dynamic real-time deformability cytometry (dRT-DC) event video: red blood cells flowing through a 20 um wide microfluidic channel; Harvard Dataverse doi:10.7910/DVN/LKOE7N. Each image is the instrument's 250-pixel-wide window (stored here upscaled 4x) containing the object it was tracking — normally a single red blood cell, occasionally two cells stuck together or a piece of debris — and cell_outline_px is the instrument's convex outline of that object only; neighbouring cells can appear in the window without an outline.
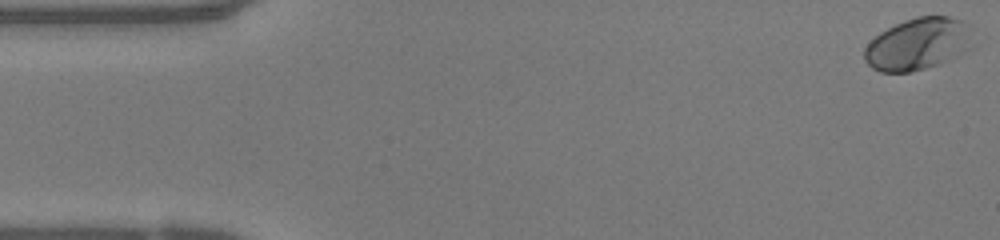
{"species": "human", "species_latin": "Homo sapiens", "temperature_condition": "warm", "stored_images_in_passage": 49, "camera_frame_rate_fps": 3000, "um_per_image_px": 0.085, "donor": {"sex": "female"}, "frame": {"image": 1, "passage_image": 1, "time_ms": 0.0, "image_size_px": [1000, 240], "cell_outline_px": [[964, 24], [952, 56], [948, 60], [940, 64], [912, 72], [880, 72], [872, 68], [864, 60], [864, 48], [880, 32], [904, 20], [916, 16], [948, 16], [960, 20]], "centroid_in_image_um": [77.7, 3.77], "position_along_channel_um": 7.3, "area_um2": 30.29}}
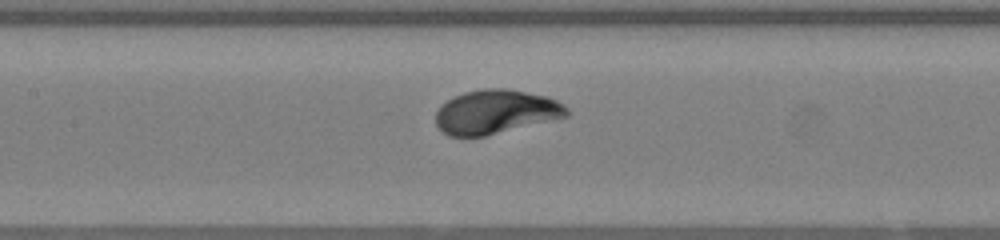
{"frame": {"image": 2, "passage_image": 22, "time_ms": 7.0, "image_size_px": [1000, 240], "cell_outline_px": [[568, 116], [484, 136], [448, 136], [436, 124], [436, 112], [440, 104], [452, 96], [464, 92], [484, 88], [504, 88], [548, 96], [564, 104], [568, 108]], "centroid_in_image_um": [42.11, 9.49], "position_along_channel_um": 165.3, "area_um2": 33.58}}
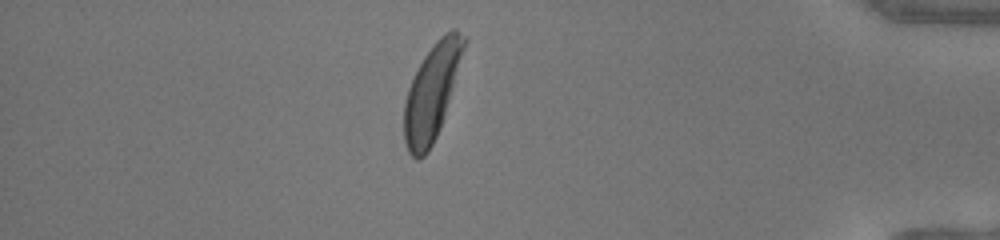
{"frame": {"image": 3, "passage_image": 42, "time_ms": 13.667, "image_size_px": [1000, 240], "cell_outline_px": [[468, 40], [440, 128], [428, 152], [424, 156], [416, 160], [408, 152], [404, 140], [404, 100], [408, 88], [424, 56], [436, 40], [444, 32], [452, 28], [456, 28], [468, 36]], "centroid_in_image_um": [36.72, 7.78], "position_along_channel_um": 398.5, "area_um2": 33.35}, "authors_computed_cell_mechanics": {"area_um2": 33.1772, "velocity_mm_per_s": 4.1607, "shape_relaxation_time_tau1_ms": 1.86, "shape_relaxation_time_tau2_ms": null, "deformation_change_tau1": 0.1719, "deformation_change_tau2": null}}